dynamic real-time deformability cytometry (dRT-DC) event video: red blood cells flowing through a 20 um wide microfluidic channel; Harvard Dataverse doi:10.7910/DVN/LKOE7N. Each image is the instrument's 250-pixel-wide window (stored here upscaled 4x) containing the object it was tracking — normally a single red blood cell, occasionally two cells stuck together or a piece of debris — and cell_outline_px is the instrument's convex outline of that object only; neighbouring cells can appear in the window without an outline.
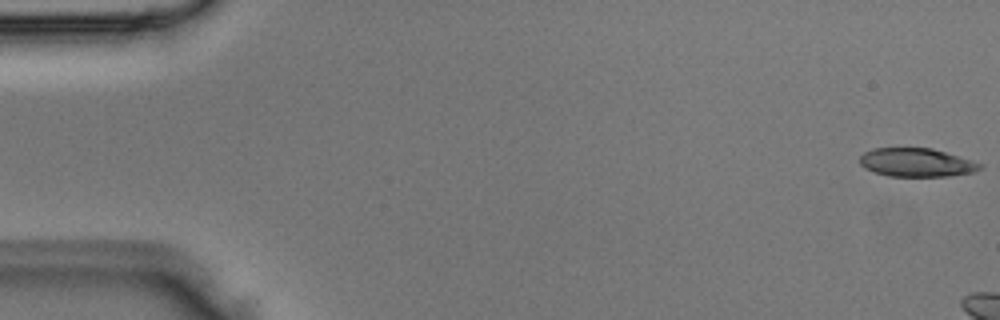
{"species": "Egyptian fruit bat (a non-hibernating species)", "species_latin": "Rousettus aegyptiacus", "temperature_condition": "room temperature", "stored_images_in_passage": 5, "camera_frame_rate_fps": 3000, "um_per_image_px": 0.085, "animal": {"sex": "male"}, "frame": {"image": 1, "passage_image": 1, "time_ms": 0.0, "image_size_px": [1000, 320], "cell_outline_px": [[984, 164], [980, 168], [972, 172], [948, 176], [888, 176], [864, 168], [860, 164], [860, 156], [864, 152], [872, 148], [932, 148]], "centroid_in_image_um": [77.87, 13.81], "position_along_channel_um": 7.1, "area_um2": 19.83}}